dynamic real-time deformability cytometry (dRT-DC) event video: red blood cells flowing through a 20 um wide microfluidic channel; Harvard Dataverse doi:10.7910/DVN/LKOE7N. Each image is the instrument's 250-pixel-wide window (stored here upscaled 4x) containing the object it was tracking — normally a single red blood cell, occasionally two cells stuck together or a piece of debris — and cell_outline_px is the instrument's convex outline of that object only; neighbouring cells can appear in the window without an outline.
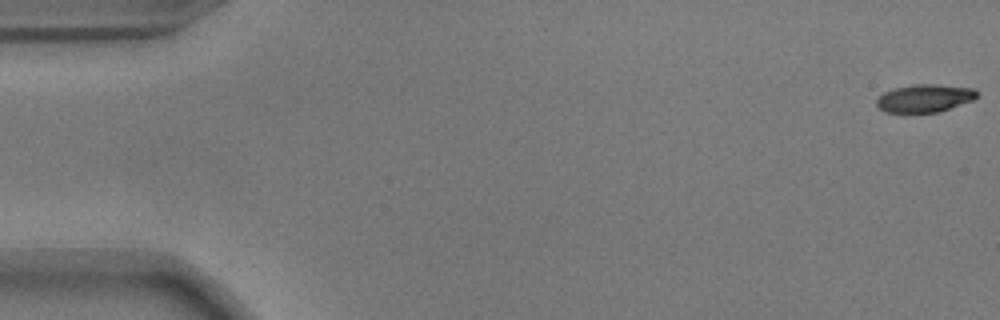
{"species": "common noctule bat (a hibernating species)", "species_latin": "Nyctalus noctula", "temperature_condition": "warm", "stored_images_in_passage": 14, "camera_frame_rate_fps": 3000, "um_per_image_px": 0.085, "animal": {"sex": "male", "body_mass_g": 17.9}, "frame": {"image": 1, "passage_image": 1, "time_ms": 0.0, "image_size_px": [1000, 320], "cell_outline_px": [[976, 96], [972, 100], [940, 112], [884, 112], [876, 104], [876, 100], [884, 92], [892, 88], [916, 84], [936, 84], [976, 88]], "centroid_in_image_um": [78.58, 8.34], "position_along_channel_um": 6.4, "area_um2": 16.24}}